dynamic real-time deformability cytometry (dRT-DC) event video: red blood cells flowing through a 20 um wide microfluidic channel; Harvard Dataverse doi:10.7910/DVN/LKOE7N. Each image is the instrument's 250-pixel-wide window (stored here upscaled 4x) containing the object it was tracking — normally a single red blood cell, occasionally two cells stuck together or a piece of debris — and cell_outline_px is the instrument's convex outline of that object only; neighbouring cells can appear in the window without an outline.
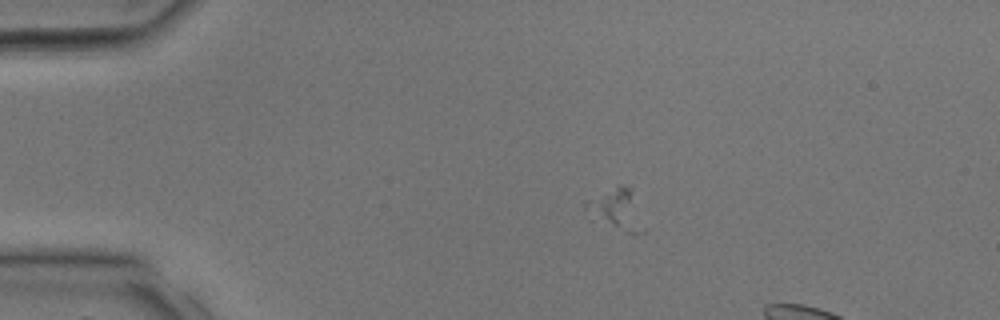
{"species": "common noctule bat (a hibernating species)", "species_latin": "Nyctalus noctula", "temperature_condition": "room temperature", "stored_images_in_passage": 5, "camera_frame_rate_fps": 3000, "um_per_image_px": 0.085, "animal": {"sex": "male", "body_mass_g": 17.9, "forearm_length_mm": 54.2}, "frame": {"image": 1, "passage_image": 2, "time_ms": 0.333, "image_size_px": [1000, 320], "cell_outline_px": [[644, 232], [628, 232], [588, 220], [584, 208], [584, 200], [620, 184], [628, 188]], "centroid_in_image_um": [52.19, 17.83], "position_along_channel_um": 32.8, "area_um2": 13.35}}